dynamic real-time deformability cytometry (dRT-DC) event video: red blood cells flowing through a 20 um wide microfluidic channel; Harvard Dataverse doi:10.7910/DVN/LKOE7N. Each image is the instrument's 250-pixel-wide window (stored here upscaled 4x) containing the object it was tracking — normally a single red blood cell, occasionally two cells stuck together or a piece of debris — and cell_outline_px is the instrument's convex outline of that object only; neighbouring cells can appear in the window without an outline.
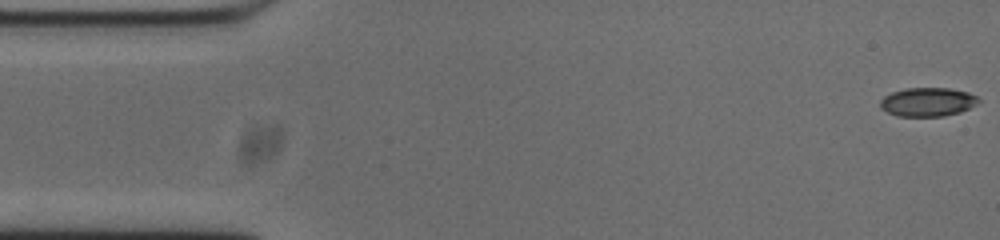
{"species": "common noctule bat (a hibernating species)", "species_latin": "Nyctalus noctula", "temperature_condition": "cold", "stored_images_in_passage": 54, "camera_frame_rate_fps": 3000, "um_per_image_px": 0.085, "animal": {"sex": "male", "body_mass_g": 20.0, "forearm_length_mm": 53.3}, "frame": {"image": 1, "passage_image": 1, "time_ms": 0.0, "image_size_px": [1000, 240], "cell_outline_px": [[980, 100], [976, 104], [960, 112], [944, 116], [896, 116], [880, 108], [880, 100], [884, 96], [892, 92], [904, 88], [948, 88], [968, 92], [976, 96]], "centroid_in_image_um": [78.82, 8.66], "position_along_channel_um": 6.2, "area_um2": 16.47}}
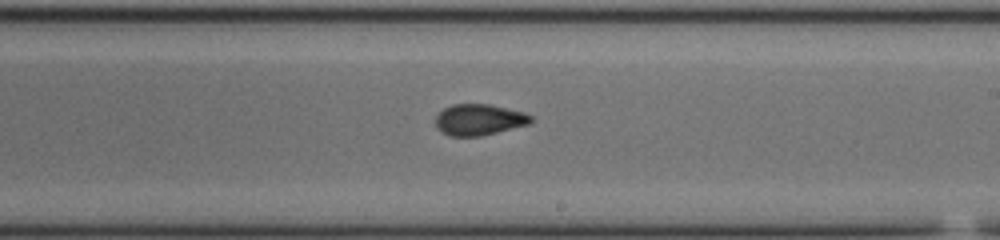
{"frame": {"image": 2, "passage_image": 30, "time_ms": 9.667, "image_size_px": [1000, 240], "cell_outline_px": [[532, 124], [480, 136], [452, 136], [440, 132], [436, 128], [436, 116], [444, 108], [452, 104], [488, 104], [524, 112], [532, 116]], "centroid_in_image_um": [40.73, 10.18], "position_along_channel_um": 248.3, "area_um2": 17.4}}
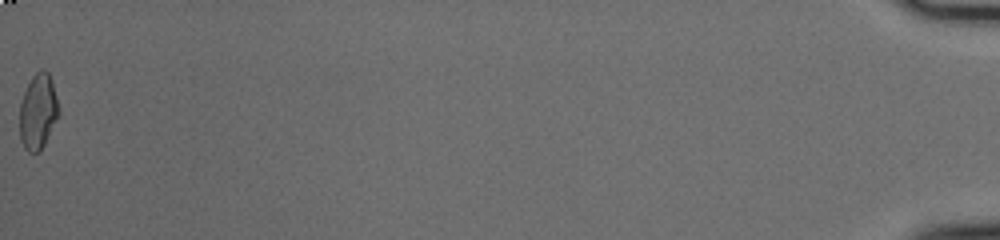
{"frame": {"image": 3, "passage_image": 54, "time_ms": 17.667, "image_size_px": [1000, 240], "cell_outline_px": [[56, 116], [44, 144], [40, 152], [28, 152], [24, 148], [20, 140], [20, 104], [24, 92], [32, 76], [40, 68], [44, 68], [48, 72], [52, 80], [56, 96]], "centroid_in_image_um": [3.18, 9.45], "position_along_channel_um": 432.0, "area_um2": 16.65}, "authors_computed_cell_mechanics": {"area_um2": 17.2244, "velocity_mm_per_s": 3.7322, "shape_relaxation_time_tau1_ms": 8.3309, "shape_relaxation_time_tau2_ms": 1.7463, "deformation_change_tau1": 0.1985, "deformation_change_tau2": 0.0727}}